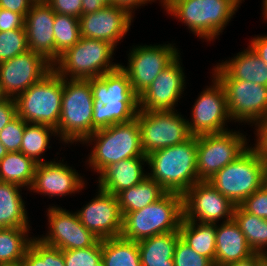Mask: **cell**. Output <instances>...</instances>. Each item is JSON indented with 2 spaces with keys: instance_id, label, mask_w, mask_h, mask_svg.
<instances>
[{
  "instance_id": "1",
  "label": "cell",
  "mask_w": 267,
  "mask_h": 266,
  "mask_svg": "<svg viewBox=\"0 0 267 266\" xmlns=\"http://www.w3.org/2000/svg\"><path fill=\"white\" fill-rule=\"evenodd\" d=\"M93 94L92 134L113 124L136 118L139 96L120 66L100 77L90 78Z\"/></svg>"
},
{
  "instance_id": "2",
  "label": "cell",
  "mask_w": 267,
  "mask_h": 266,
  "mask_svg": "<svg viewBox=\"0 0 267 266\" xmlns=\"http://www.w3.org/2000/svg\"><path fill=\"white\" fill-rule=\"evenodd\" d=\"M147 157L148 177L167 192L184 194L198 182L197 136L181 144L155 150Z\"/></svg>"
},
{
  "instance_id": "3",
  "label": "cell",
  "mask_w": 267,
  "mask_h": 266,
  "mask_svg": "<svg viewBox=\"0 0 267 266\" xmlns=\"http://www.w3.org/2000/svg\"><path fill=\"white\" fill-rule=\"evenodd\" d=\"M240 5L235 0H164V8L204 41H214L227 27Z\"/></svg>"
},
{
  "instance_id": "4",
  "label": "cell",
  "mask_w": 267,
  "mask_h": 266,
  "mask_svg": "<svg viewBox=\"0 0 267 266\" xmlns=\"http://www.w3.org/2000/svg\"><path fill=\"white\" fill-rule=\"evenodd\" d=\"M82 144L92 145L93 149L91 148L85 164L97 175L112 163L133 157H146L141 146V130L137 118L96 130Z\"/></svg>"
},
{
  "instance_id": "5",
  "label": "cell",
  "mask_w": 267,
  "mask_h": 266,
  "mask_svg": "<svg viewBox=\"0 0 267 266\" xmlns=\"http://www.w3.org/2000/svg\"><path fill=\"white\" fill-rule=\"evenodd\" d=\"M120 236L139 242L154 235L179 231L183 219L182 194L167 192L141 210L122 214Z\"/></svg>"
},
{
  "instance_id": "6",
  "label": "cell",
  "mask_w": 267,
  "mask_h": 266,
  "mask_svg": "<svg viewBox=\"0 0 267 266\" xmlns=\"http://www.w3.org/2000/svg\"><path fill=\"white\" fill-rule=\"evenodd\" d=\"M93 100L90 79L63 78L61 116L56 128L62 144H82L92 135Z\"/></svg>"
},
{
  "instance_id": "7",
  "label": "cell",
  "mask_w": 267,
  "mask_h": 266,
  "mask_svg": "<svg viewBox=\"0 0 267 266\" xmlns=\"http://www.w3.org/2000/svg\"><path fill=\"white\" fill-rule=\"evenodd\" d=\"M116 48L109 42L81 37L60 55L53 69L64 79H90L116 70L120 63L114 60Z\"/></svg>"
},
{
  "instance_id": "8",
  "label": "cell",
  "mask_w": 267,
  "mask_h": 266,
  "mask_svg": "<svg viewBox=\"0 0 267 266\" xmlns=\"http://www.w3.org/2000/svg\"><path fill=\"white\" fill-rule=\"evenodd\" d=\"M63 77L54 69L16 98L17 115L25 122L58 127L61 116Z\"/></svg>"
},
{
  "instance_id": "9",
  "label": "cell",
  "mask_w": 267,
  "mask_h": 266,
  "mask_svg": "<svg viewBox=\"0 0 267 266\" xmlns=\"http://www.w3.org/2000/svg\"><path fill=\"white\" fill-rule=\"evenodd\" d=\"M266 166L267 163L249 147L236 160L219 170L208 182L237 206L263 186Z\"/></svg>"
},
{
  "instance_id": "10",
  "label": "cell",
  "mask_w": 267,
  "mask_h": 266,
  "mask_svg": "<svg viewBox=\"0 0 267 266\" xmlns=\"http://www.w3.org/2000/svg\"><path fill=\"white\" fill-rule=\"evenodd\" d=\"M222 84L228 112L236 123L252 124L267 117V87L249 81L234 80L218 63L212 68Z\"/></svg>"
},
{
  "instance_id": "11",
  "label": "cell",
  "mask_w": 267,
  "mask_h": 266,
  "mask_svg": "<svg viewBox=\"0 0 267 266\" xmlns=\"http://www.w3.org/2000/svg\"><path fill=\"white\" fill-rule=\"evenodd\" d=\"M233 129L197 136L198 181H208L250 147V139ZM249 144V145H248Z\"/></svg>"
},
{
  "instance_id": "12",
  "label": "cell",
  "mask_w": 267,
  "mask_h": 266,
  "mask_svg": "<svg viewBox=\"0 0 267 266\" xmlns=\"http://www.w3.org/2000/svg\"><path fill=\"white\" fill-rule=\"evenodd\" d=\"M177 111H138L136 118L141 130L142 150L146 156L155 150L181 144L192 137L188 119Z\"/></svg>"
},
{
  "instance_id": "13",
  "label": "cell",
  "mask_w": 267,
  "mask_h": 266,
  "mask_svg": "<svg viewBox=\"0 0 267 266\" xmlns=\"http://www.w3.org/2000/svg\"><path fill=\"white\" fill-rule=\"evenodd\" d=\"M174 44L133 45L128 56L127 66L120 68L127 74L131 87L139 96L154 79L170 65L179 55L180 50Z\"/></svg>"
},
{
  "instance_id": "14",
  "label": "cell",
  "mask_w": 267,
  "mask_h": 266,
  "mask_svg": "<svg viewBox=\"0 0 267 266\" xmlns=\"http://www.w3.org/2000/svg\"><path fill=\"white\" fill-rule=\"evenodd\" d=\"M211 77L212 84L206 86L195 99L191 110L192 119L187 121L192 136L228 131L227 122H233L228 112L224 88L214 75Z\"/></svg>"
},
{
  "instance_id": "15",
  "label": "cell",
  "mask_w": 267,
  "mask_h": 266,
  "mask_svg": "<svg viewBox=\"0 0 267 266\" xmlns=\"http://www.w3.org/2000/svg\"><path fill=\"white\" fill-rule=\"evenodd\" d=\"M182 197L186 220L216 224L233 219L235 205L208 181H198Z\"/></svg>"
},
{
  "instance_id": "16",
  "label": "cell",
  "mask_w": 267,
  "mask_h": 266,
  "mask_svg": "<svg viewBox=\"0 0 267 266\" xmlns=\"http://www.w3.org/2000/svg\"><path fill=\"white\" fill-rule=\"evenodd\" d=\"M53 69L41 54L31 50L0 63V95L16 98Z\"/></svg>"
},
{
  "instance_id": "17",
  "label": "cell",
  "mask_w": 267,
  "mask_h": 266,
  "mask_svg": "<svg viewBox=\"0 0 267 266\" xmlns=\"http://www.w3.org/2000/svg\"><path fill=\"white\" fill-rule=\"evenodd\" d=\"M46 212L49 230L45 235L37 236L43 243L63 251L87 248L99 241L98 237L82 225L76 212L55 204L47 208Z\"/></svg>"
},
{
  "instance_id": "18",
  "label": "cell",
  "mask_w": 267,
  "mask_h": 266,
  "mask_svg": "<svg viewBox=\"0 0 267 266\" xmlns=\"http://www.w3.org/2000/svg\"><path fill=\"white\" fill-rule=\"evenodd\" d=\"M179 55L139 95V110L172 111L186 88V76Z\"/></svg>"
},
{
  "instance_id": "19",
  "label": "cell",
  "mask_w": 267,
  "mask_h": 266,
  "mask_svg": "<svg viewBox=\"0 0 267 266\" xmlns=\"http://www.w3.org/2000/svg\"><path fill=\"white\" fill-rule=\"evenodd\" d=\"M97 194L81 210H76L82 225L99 240L118 237L122 230V213L116 195L100 188Z\"/></svg>"
},
{
  "instance_id": "20",
  "label": "cell",
  "mask_w": 267,
  "mask_h": 266,
  "mask_svg": "<svg viewBox=\"0 0 267 266\" xmlns=\"http://www.w3.org/2000/svg\"><path fill=\"white\" fill-rule=\"evenodd\" d=\"M62 161V162H61ZM64 159L38 163L33 183L29 191L43 196L63 197L79 193L88 183L74 167H70Z\"/></svg>"
},
{
  "instance_id": "21",
  "label": "cell",
  "mask_w": 267,
  "mask_h": 266,
  "mask_svg": "<svg viewBox=\"0 0 267 266\" xmlns=\"http://www.w3.org/2000/svg\"><path fill=\"white\" fill-rule=\"evenodd\" d=\"M133 18L127 10L111 4L94 13L81 15L80 34L84 38L107 41L117 48L130 30Z\"/></svg>"
},
{
  "instance_id": "22",
  "label": "cell",
  "mask_w": 267,
  "mask_h": 266,
  "mask_svg": "<svg viewBox=\"0 0 267 266\" xmlns=\"http://www.w3.org/2000/svg\"><path fill=\"white\" fill-rule=\"evenodd\" d=\"M55 12L46 2L31 5L25 16V31L29 50L41 54L52 65L55 63Z\"/></svg>"
},
{
  "instance_id": "23",
  "label": "cell",
  "mask_w": 267,
  "mask_h": 266,
  "mask_svg": "<svg viewBox=\"0 0 267 266\" xmlns=\"http://www.w3.org/2000/svg\"><path fill=\"white\" fill-rule=\"evenodd\" d=\"M144 165H147V157H133L112 163L98 175L97 187L117 195L122 190L137 185L148 176Z\"/></svg>"
},
{
  "instance_id": "24",
  "label": "cell",
  "mask_w": 267,
  "mask_h": 266,
  "mask_svg": "<svg viewBox=\"0 0 267 266\" xmlns=\"http://www.w3.org/2000/svg\"><path fill=\"white\" fill-rule=\"evenodd\" d=\"M215 240V266H226L247 259L254 254L234 219L220 224L216 223Z\"/></svg>"
},
{
  "instance_id": "25",
  "label": "cell",
  "mask_w": 267,
  "mask_h": 266,
  "mask_svg": "<svg viewBox=\"0 0 267 266\" xmlns=\"http://www.w3.org/2000/svg\"><path fill=\"white\" fill-rule=\"evenodd\" d=\"M234 80H243L267 87V65L248 47L229 60L218 63Z\"/></svg>"
},
{
  "instance_id": "26",
  "label": "cell",
  "mask_w": 267,
  "mask_h": 266,
  "mask_svg": "<svg viewBox=\"0 0 267 266\" xmlns=\"http://www.w3.org/2000/svg\"><path fill=\"white\" fill-rule=\"evenodd\" d=\"M23 187L0 182V228H30L25 201L20 194Z\"/></svg>"
},
{
  "instance_id": "27",
  "label": "cell",
  "mask_w": 267,
  "mask_h": 266,
  "mask_svg": "<svg viewBox=\"0 0 267 266\" xmlns=\"http://www.w3.org/2000/svg\"><path fill=\"white\" fill-rule=\"evenodd\" d=\"M179 238V231H175L137 242L141 266H174V249Z\"/></svg>"
},
{
  "instance_id": "28",
  "label": "cell",
  "mask_w": 267,
  "mask_h": 266,
  "mask_svg": "<svg viewBox=\"0 0 267 266\" xmlns=\"http://www.w3.org/2000/svg\"><path fill=\"white\" fill-rule=\"evenodd\" d=\"M167 191L148 176L130 188L124 189L116 196L122 214L138 211L162 198Z\"/></svg>"
},
{
  "instance_id": "29",
  "label": "cell",
  "mask_w": 267,
  "mask_h": 266,
  "mask_svg": "<svg viewBox=\"0 0 267 266\" xmlns=\"http://www.w3.org/2000/svg\"><path fill=\"white\" fill-rule=\"evenodd\" d=\"M180 238L198 254L213 263L216 251V224L199 223L182 219L179 227Z\"/></svg>"
},
{
  "instance_id": "30",
  "label": "cell",
  "mask_w": 267,
  "mask_h": 266,
  "mask_svg": "<svg viewBox=\"0 0 267 266\" xmlns=\"http://www.w3.org/2000/svg\"><path fill=\"white\" fill-rule=\"evenodd\" d=\"M37 163L22 152H8L0 160V182L14 183L30 189Z\"/></svg>"
},
{
  "instance_id": "31",
  "label": "cell",
  "mask_w": 267,
  "mask_h": 266,
  "mask_svg": "<svg viewBox=\"0 0 267 266\" xmlns=\"http://www.w3.org/2000/svg\"><path fill=\"white\" fill-rule=\"evenodd\" d=\"M30 228H0V265L22 263L31 240Z\"/></svg>"
},
{
  "instance_id": "32",
  "label": "cell",
  "mask_w": 267,
  "mask_h": 266,
  "mask_svg": "<svg viewBox=\"0 0 267 266\" xmlns=\"http://www.w3.org/2000/svg\"><path fill=\"white\" fill-rule=\"evenodd\" d=\"M104 266H141L138 243L122 236L102 240Z\"/></svg>"
},
{
  "instance_id": "33",
  "label": "cell",
  "mask_w": 267,
  "mask_h": 266,
  "mask_svg": "<svg viewBox=\"0 0 267 266\" xmlns=\"http://www.w3.org/2000/svg\"><path fill=\"white\" fill-rule=\"evenodd\" d=\"M233 219L245 235L251 250L267 255V220L245 212L239 205L235 206Z\"/></svg>"
},
{
  "instance_id": "34",
  "label": "cell",
  "mask_w": 267,
  "mask_h": 266,
  "mask_svg": "<svg viewBox=\"0 0 267 266\" xmlns=\"http://www.w3.org/2000/svg\"><path fill=\"white\" fill-rule=\"evenodd\" d=\"M51 136L57 137L56 129L45 124L25 125L20 152L33 159L37 164L48 162L43 155L50 149ZM42 156V157H41Z\"/></svg>"
},
{
  "instance_id": "35",
  "label": "cell",
  "mask_w": 267,
  "mask_h": 266,
  "mask_svg": "<svg viewBox=\"0 0 267 266\" xmlns=\"http://www.w3.org/2000/svg\"><path fill=\"white\" fill-rule=\"evenodd\" d=\"M53 28L56 62L61 54L80 40L79 18L55 13Z\"/></svg>"
},
{
  "instance_id": "36",
  "label": "cell",
  "mask_w": 267,
  "mask_h": 266,
  "mask_svg": "<svg viewBox=\"0 0 267 266\" xmlns=\"http://www.w3.org/2000/svg\"><path fill=\"white\" fill-rule=\"evenodd\" d=\"M23 266H66L63 251L43 243L36 236L26 250Z\"/></svg>"
},
{
  "instance_id": "37",
  "label": "cell",
  "mask_w": 267,
  "mask_h": 266,
  "mask_svg": "<svg viewBox=\"0 0 267 266\" xmlns=\"http://www.w3.org/2000/svg\"><path fill=\"white\" fill-rule=\"evenodd\" d=\"M29 50L25 29L0 32V63Z\"/></svg>"
},
{
  "instance_id": "38",
  "label": "cell",
  "mask_w": 267,
  "mask_h": 266,
  "mask_svg": "<svg viewBox=\"0 0 267 266\" xmlns=\"http://www.w3.org/2000/svg\"><path fill=\"white\" fill-rule=\"evenodd\" d=\"M66 266H104L102 260V240L87 248L63 250Z\"/></svg>"
},
{
  "instance_id": "39",
  "label": "cell",
  "mask_w": 267,
  "mask_h": 266,
  "mask_svg": "<svg viewBox=\"0 0 267 266\" xmlns=\"http://www.w3.org/2000/svg\"><path fill=\"white\" fill-rule=\"evenodd\" d=\"M26 124L27 122L17 115L1 130L0 143L8 152L20 151Z\"/></svg>"
},
{
  "instance_id": "40",
  "label": "cell",
  "mask_w": 267,
  "mask_h": 266,
  "mask_svg": "<svg viewBox=\"0 0 267 266\" xmlns=\"http://www.w3.org/2000/svg\"><path fill=\"white\" fill-rule=\"evenodd\" d=\"M174 266H215L207 257L198 254L181 238L174 249Z\"/></svg>"
},
{
  "instance_id": "41",
  "label": "cell",
  "mask_w": 267,
  "mask_h": 266,
  "mask_svg": "<svg viewBox=\"0 0 267 266\" xmlns=\"http://www.w3.org/2000/svg\"><path fill=\"white\" fill-rule=\"evenodd\" d=\"M239 206L245 212L267 220V190L260 187Z\"/></svg>"
},
{
  "instance_id": "42",
  "label": "cell",
  "mask_w": 267,
  "mask_h": 266,
  "mask_svg": "<svg viewBox=\"0 0 267 266\" xmlns=\"http://www.w3.org/2000/svg\"><path fill=\"white\" fill-rule=\"evenodd\" d=\"M46 3L57 14L79 18L82 15V0H47Z\"/></svg>"
},
{
  "instance_id": "43",
  "label": "cell",
  "mask_w": 267,
  "mask_h": 266,
  "mask_svg": "<svg viewBox=\"0 0 267 266\" xmlns=\"http://www.w3.org/2000/svg\"><path fill=\"white\" fill-rule=\"evenodd\" d=\"M254 134L257 137L254 144L250 147L259 155V157L267 163V117L254 124ZM254 145V146H253Z\"/></svg>"
},
{
  "instance_id": "44",
  "label": "cell",
  "mask_w": 267,
  "mask_h": 266,
  "mask_svg": "<svg viewBox=\"0 0 267 266\" xmlns=\"http://www.w3.org/2000/svg\"><path fill=\"white\" fill-rule=\"evenodd\" d=\"M25 17L22 14L0 8V32L25 29Z\"/></svg>"
},
{
  "instance_id": "45",
  "label": "cell",
  "mask_w": 267,
  "mask_h": 266,
  "mask_svg": "<svg viewBox=\"0 0 267 266\" xmlns=\"http://www.w3.org/2000/svg\"><path fill=\"white\" fill-rule=\"evenodd\" d=\"M16 116V100L14 98L2 97L0 99V132Z\"/></svg>"
},
{
  "instance_id": "46",
  "label": "cell",
  "mask_w": 267,
  "mask_h": 266,
  "mask_svg": "<svg viewBox=\"0 0 267 266\" xmlns=\"http://www.w3.org/2000/svg\"><path fill=\"white\" fill-rule=\"evenodd\" d=\"M33 4L32 0H0V8L22 14L24 17Z\"/></svg>"
},
{
  "instance_id": "47",
  "label": "cell",
  "mask_w": 267,
  "mask_h": 266,
  "mask_svg": "<svg viewBox=\"0 0 267 266\" xmlns=\"http://www.w3.org/2000/svg\"><path fill=\"white\" fill-rule=\"evenodd\" d=\"M249 46L267 65V35H256L250 39Z\"/></svg>"
},
{
  "instance_id": "48",
  "label": "cell",
  "mask_w": 267,
  "mask_h": 266,
  "mask_svg": "<svg viewBox=\"0 0 267 266\" xmlns=\"http://www.w3.org/2000/svg\"><path fill=\"white\" fill-rule=\"evenodd\" d=\"M154 1L156 0H118V7L127 10L132 16H134V11L138 9V7L140 8V6H145L148 3L151 4V2ZM158 1H160L159 4L164 7V0Z\"/></svg>"
},
{
  "instance_id": "49",
  "label": "cell",
  "mask_w": 267,
  "mask_h": 266,
  "mask_svg": "<svg viewBox=\"0 0 267 266\" xmlns=\"http://www.w3.org/2000/svg\"><path fill=\"white\" fill-rule=\"evenodd\" d=\"M111 4L109 0H82V15L94 13Z\"/></svg>"
},
{
  "instance_id": "50",
  "label": "cell",
  "mask_w": 267,
  "mask_h": 266,
  "mask_svg": "<svg viewBox=\"0 0 267 266\" xmlns=\"http://www.w3.org/2000/svg\"><path fill=\"white\" fill-rule=\"evenodd\" d=\"M263 256V254L260 253H254L249 258L240 260L231 264H228L226 266H257L258 260Z\"/></svg>"
},
{
  "instance_id": "51",
  "label": "cell",
  "mask_w": 267,
  "mask_h": 266,
  "mask_svg": "<svg viewBox=\"0 0 267 266\" xmlns=\"http://www.w3.org/2000/svg\"><path fill=\"white\" fill-rule=\"evenodd\" d=\"M262 9L263 10H261L262 11V17H263V19L265 20V21H267V0H262Z\"/></svg>"
},
{
  "instance_id": "52",
  "label": "cell",
  "mask_w": 267,
  "mask_h": 266,
  "mask_svg": "<svg viewBox=\"0 0 267 266\" xmlns=\"http://www.w3.org/2000/svg\"><path fill=\"white\" fill-rule=\"evenodd\" d=\"M257 266H267V255H263L259 260H258V265Z\"/></svg>"
},
{
  "instance_id": "53",
  "label": "cell",
  "mask_w": 267,
  "mask_h": 266,
  "mask_svg": "<svg viewBox=\"0 0 267 266\" xmlns=\"http://www.w3.org/2000/svg\"><path fill=\"white\" fill-rule=\"evenodd\" d=\"M8 153L6 148L0 143V160Z\"/></svg>"
},
{
  "instance_id": "54",
  "label": "cell",
  "mask_w": 267,
  "mask_h": 266,
  "mask_svg": "<svg viewBox=\"0 0 267 266\" xmlns=\"http://www.w3.org/2000/svg\"><path fill=\"white\" fill-rule=\"evenodd\" d=\"M263 187L267 190V166L264 170V174H263Z\"/></svg>"
},
{
  "instance_id": "55",
  "label": "cell",
  "mask_w": 267,
  "mask_h": 266,
  "mask_svg": "<svg viewBox=\"0 0 267 266\" xmlns=\"http://www.w3.org/2000/svg\"><path fill=\"white\" fill-rule=\"evenodd\" d=\"M0 266H23V264L22 263H18V264L0 265Z\"/></svg>"
},
{
  "instance_id": "56",
  "label": "cell",
  "mask_w": 267,
  "mask_h": 266,
  "mask_svg": "<svg viewBox=\"0 0 267 266\" xmlns=\"http://www.w3.org/2000/svg\"><path fill=\"white\" fill-rule=\"evenodd\" d=\"M113 5L118 6V0H109Z\"/></svg>"
},
{
  "instance_id": "57",
  "label": "cell",
  "mask_w": 267,
  "mask_h": 266,
  "mask_svg": "<svg viewBox=\"0 0 267 266\" xmlns=\"http://www.w3.org/2000/svg\"><path fill=\"white\" fill-rule=\"evenodd\" d=\"M33 3H37V2H46L47 0H32Z\"/></svg>"
},
{
  "instance_id": "58",
  "label": "cell",
  "mask_w": 267,
  "mask_h": 266,
  "mask_svg": "<svg viewBox=\"0 0 267 266\" xmlns=\"http://www.w3.org/2000/svg\"><path fill=\"white\" fill-rule=\"evenodd\" d=\"M239 5H241L242 1L244 0H235Z\"/></svg>"
}]
</instances>
